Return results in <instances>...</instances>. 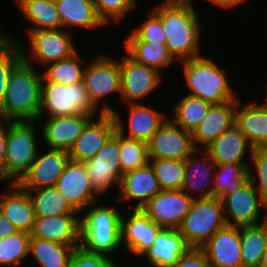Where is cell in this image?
Wrapping results in <instances>:
<instances>
[{
  "label": "cell",
  "instance_id": "13",
  "mask_svg": "<svg viewBox=\"0 0 267 267\" xmlns=\"http://www.w3.org/2000/svg\"><path fill=\"white\" fill-rule=\"evenodd\" d=\"M222 203L226 225L240 227L267 220V205L249 180Z\"/></svg>",
  "mask_w": 267,
  "mask_h": 267
},
{
  "label": "cell",
  "instance_id": "19",
  "mask_svg": "<svg viewBox=\"0 0 267 267\" xmlns=\"http://www.w3.org/2000/svg\"><path fill=\"white\" fill-rule=\"evenodd\" d=\"M195 149L191 132L175 125L169 118L148 142L149 159L185 160Z\"/></svg>",
  "mask_w": 267,
  "mask_h": 267
},
{
  "label": "cell",
  "instance_id": "49",
  "mask_svg": "<svg viewBox=\"0 0 267 267\" xmlns=\"http://www.w3.org/2000/svg\"><path fill=\"white\" fill-rule=\"evenodd\" d=\"M210 4L219 7L220 9L229 11L230 9H236L237 6L244 5L248 0H207Z\"/></svg>",
  "mask_w": 267,
  "mask_h": 267
},
{
  "label": "cell",
  "instance_id": "35",
  "mask_svg": "<svg viewBox=\"0 0 267 267\" xmlns=\"http://www.w3.org/2000/svg\"><path fill=\"white\" fill-rule=\"evenodd\" d=\"M248 180V163L216 164L213 197L223 202Z\"/></svg>",
  "mask_w": 267,
  "mask_h": 267
},
{
  "label": "cell",
  "instance_id": "10",
  "mask_svg": "<svg viewBox=\"0 0 267 267\" xmlns=\"http://www.w3.org/2000/svg\"><path fill=\"white\" fill-rule=\"evenodd\" d=\"M119 67L121 91L118 102H121V105L147 102L146 99L154 95L153 93L164 85L165 77L160 72L152 67L135 62L126 53L120 55Z\"/></svg>",
  "mask_w": 267,
  "mask_h": 267
},
{
  "label": "cell",
  "instance_id": "5",
  "mask_svg": "<svg viewBox=\"0 0 267 267\" xmlns=\"http://www.w3.org/2000/svg\"><path fill=\"white\" fill-rule=\"evenodd\" d=\"M38 126V120H7L4 184L17 183L36 159L42 147Z\"/></svg>",
  "mask_w": 267,
  "mask_h": 267
},
{
  "label": "cell",
  "instance_id": "51",
  "mask_svg": "<svg viewBox=\"0 0 267 267\" xmlns=\"http://www.w3.org/2000/svg\"><path fill=\"white\" fill-rule=\"evenodd\" d=\"M259 267H267V241H266L265 250L262 255Z\"/></svg>",
  "mask_w": 267,
  "mask_h": 267
},
{
  "label": "cell",
  "instance_id": "25",
  "mask_svg": "<svg viewBox=\"0 0 267 267\" xmlns=\"http://www.w3.org/2000/svg\"><path fill=\"white\" fill-rule=\"evenodd\" d=\"M237 100L213 104L200 124L191 133L196 149H204L235 124Z\"/></svg>",
  "mask_w": 267,
  "mask_h": 267
},
{
  "label": "cell",
  "instance_id": "43",
  "mask_svg": "<svg viewBox=\"0 0 267 267\" xmlns=\"http://www.w3.org/2000/svg\"><path fill=\"white\" fill-rule=\"evenodd\" d=\"M147 17L142 18L141 24L135 25L133 30L129 31L124 41H145L149 43L165 44L166 35L161 24L160 16L151 8Z\"/></svg>",
  "mask_w": 267,
  "mask_h": 267
},
{
  "label": "cell",
  "instance_id": "22",
  "mask_svg": "<svg viewBox=\"0 0 267 267\" xmlns=\"http://www.w3.org/2000/svg\"><path fill=\"white\" fill-rule=\"evenodd\" d=\"M115 131L116 122L112 113L94 116L76 139L69 151V158L80 162L92 159Z\"/></svg>",
  "mask_w": 267,
  "mask_h": 267
},
{
  "label": "cell",
  "instance_id": "17",
  "mask_svg": "<svg viewBox=\"0 0 267 267\" xmlns=\"http://www.w3.org/2000/svg\"><path fill=\"white\" fill-rule=\"evenodd\" d=\"M192 201L183 190H161L141 210L156 225L164 229H178Z\"/></svg>",
  "mask_w": 267,
  "mask_h": 267
},
{
  "label": "cell",
  "instance_id": "42",
  "mask_svg": "<svg viewBox=\"0 0 267 267\" xmlns=\"http://www.w3.org/2000/svg\"><path fill=\"white\" fill-rule=\"evenodd\" d=\"M98 17L106 25L118 26L139 6V0H93ZM128 15V17H127Z\"/></svg>",
  "mask_w": 267,
  "mask_h": 267
},
{
  "label": "cell",
  "instance_id": "34",
  "mask_svg": "<svg viewBox=\"0 0 267 267\" xmlns=\"http://www.w3.org/2000/svg\"><path fill=\"white\" fill-rule=\"evenodd\" d=\"M178 99L171 106L172 116L169 115V119L175 125L192 133L206 116L212 104L190 94L181 96Z\"/></svg>",
  "mask_w": 267,
  "mask_h": 267
},
{
  "label": "cell",
  "instance_id": "1",
  "mask_svg": "<svg viewBox=\"0 0 267 267\" xmlns=\"http://www.w3.org/2000/svg\"><path fill=\"white\" fill-rule=\"evenodd\" d=\"M152 9L161 18L165 45L177 63L203 54L201 38L205 29L194 4L160 0Z\"/></svg>",
  "mask_w": 267,
  "mask_h": 267
},
{
  "label": "cell",
  "instance_id": "2",
  "mask_svg": "<svg viewBox=\"0 0 267 267\" xmlns=\"http://www.w3.org/2000/svg\"><path fill=\"white\" fill-rule=\"evenodd\" d=\"M113 202L98 201L80 213V246L86 251L110 257L125 253L121 247L122 206Z\"/></svg>",
  "mask_w": 267,
  "mask_h": 267
},
{
  "label": "cell",
  "instance_id": "28",
  "mask_svg": "<svg viewBox=\"0 0 267 267\" xmlns=\"http://www.w3.org/2000/svg\"><path fill=\"white\" fill-rule=\"evenodd\" d=\"M6 185L7 190L0 194V213L14 225L17 231L30 233L36 219L32 200L28 192L16 183Z\"/></svg>",
  "mask_w": 267,
  "mask_h": 267
},
{
  "label": "cell",
  "instance_id": "39",
  "mask_svg": "<svg viewBox=\"0 0 267 267\" xmlns=\"http://www.w3.org/2000/svg\"><path fill=\"white\" fill-rule=\"evenodd\" d=\"M30 233L17 231L0 239V267H21L28 261ZM27 260V261H25Z\"/></svg>",
  "mask_w": 267,
  "mask_h": 267
},
{
  "label": "cell",
  "instance_id": "11",
  "mask_svg": "<svg viewBox=\"0 0 267 267\" xmlns=\"http://www.w3.org/2000/svg\"><path fill=\"white\" fill-rule=\"evenodd\" d=\"M119 158V132L116 130L97 154L84 162L91 185L101 197L104 194L106 197L108 192L112 194V191H118L122 176Z\"/></svg>",
  "mask_w": 267,
  "mask_h": 267
},
{
  "label": "cell",
  "instance_id": "54",
  "mask_svg": "<svg viewBox=\"0 0 267 267\" xmlns=\"http://www.w3.org/2000/svg\"><path fill=\"white\" fill-rule=\"evenodd\" d=\"M263 93H266V98H264L265 100H263L265 102H262V103L267 107V83H266V86H265V92H263Z\"/></svg>",
  "mask_w": 267,
  "mask_h": 267
},
{
  "label": "cell",
  "instance_id": "16",
  "mask_svg": "<svg viewBox=\"0 0 267 267\" xmlns=\"http://www.w3.org/2000/svg\"><path fill=\"white\" fill-rule=\"evenodd\" d=\"M69 205L81 213L88 205L101 200L94 190L84 162L69 159L55 185Z\"/></svg>",
  "mask_w": 267,
  "mask_h": 267
},
{
  "label": "cell",
  "instance_id": "30",
  "mask_svg": "<svg viewBox=\"0 0 267 267\" xmlns=\"http://www.w3.org/2000/svg\"><path fill=\"white\" fill-rule=\"evenodd\" d=\"M54 1L61 18L62 28L66 31L84 29L91 32L106 26L98 17L93 0Z\"/></svg>",
  "mask_w": 267,
  "mask_h": 267
},
{
  "label": "cell",
  "instance_id": "20",
  "mask_svg": "<svg viewBox=\"0 0 267 267\" xmlns=\"http://www.w3.org/2000/svg\"><path fill=\"white\" fill-rule=\"evenodd\" d=\"M44 147L39 150L29 170L16 183L23 190L55 186L70 159L69 152Z\"/></svg>",
  "mask_w": 267,
  "mask_h": 267
},
{
  "label": "cell",
  "instance_id": "29",
  "mask_svg": "<svg viewBox=\"0 0 267 267\" xmlns=\"http://www.w3.org/2000/svg\"><path fill=\"white\" fill-rule=\"evenodd\" d=\"M178 229H162L154 244L140 258L149 267H171L189 249Z\"/></svg>",
  "mask_w": 267,
  "mask_h": 267
},
{
  "label": "cell",
  "instance_id": "9",
  "mask_svg": "<svg viewBox=\"0 0 267 267\" xmlns=\"http://www.w3.org/2000/svg\"><path fill=\"white\" fill-rule=\"evenodd\" d=\"M225 225L223 203L219 198L193 199L178 231L190 248H202Z\"/></svg>",
  "mask_w": 267,
  "mask_h": 267
},
{
  "label": "cell",
  "instance_id": "52",
  "mask_svg": "<svg viewBox=\"0 0 267 267\" xmlns=\"http://www.w3.org/2000/svg\"><path fill=\"white\" fill-rule=\"evenodd\" d=\"M168 1H171V2H176V3H196L194 2V0H168Z\"/></svg>",
  "mask_w": 267,
  "mask_h": 267
},
{
  "label": "cell",
  "instance_id": "3",
  "mask_svg": "<svg viewBox=\"0 0 267 267\" xmlns=\"http://www.w3.org/2000/svg\"><path fill=\"white\" fill-rule=\"evenodd\" d=\"M42 72L22 60L11 72L0 116L10 121L38 120Z\"/></svg>",
  "mask_w": 267,
  "mask_h": 267
},
{
  "label": "cell",
  "instance_id": "37",
  "mask_svg": "<svg viewBox=\"0 0 267 267\" xmlns=\"http://www.w3.org/2000/svg\"><path fill=\"white\" fill-rule=\"evenodd\" d=\"M243 267H259L267 241V220L239 227Z\"/></svg>",
  "mask_w": 267,
  "mask_h": 267
},
{
  "label": "cell",
  "instance_id": "46",
  "mask_svg": "<svg viewBox=\"0 0 267 267\" xmlns=\"http://www.w3.org/2000/svg\"><path fill=\"white\" fill-rule=\"evenodd\" d=\"M119 258L92 253L78 246L72 253L69 267H123L119 265Z\"/></svg>",
  "mask_w": 267,
  "mask_h": 267
},
{
  "label": "cell",
  "instance_id": "7",
  "mask_svg": "<svg viewBox=\"0 0 267 267\" xmlns=\"http://www.w3.org/2000/svg\"><path fill=\"white\" fill-rule=\"evenodd\" d=\"M95 57L87 61L83 83L91 103L101 113H112L115 107L111 106L108 98L116 94L120 99L121 76L119 57L110 56L104 51L94 54ZM112 95V96H111Z\"/></svg>",
  "mask_w": 267,
  "mask_h": 267
},
{
  "label": "cell",
  "instance_id": "36",
  "mask_svg": "<svg viewBox=\"0 0 267 267\" xmlns=\"http://www.w3.org/2000/svg\"><path fill=\"white\" fill-rule=\"evenodd\" d=\"M24 191L32 200L36 218L80 214L69 205L56 186Z\"/></svg>",
  "mask_w": 267,
  "mask_h": 267
},
{
  "label": "cell",
  "instance_id": "27",
  "mask_svg": "<svg viewBox=\"0 0 267 267\" xmlns=\"http://www.w3.org/2000/svg\"><path fill=\"white\" fill-rule=\"evenodd\" d=\"M253 149L235 124L204 148L215 164L249 163Z\"/></svg>",
  "mask_w": 267,
  "mask_h": 267
},
{
  "label": "cell",
  "instance_id": "21",
  "mask_svg": "<svg viewBox=\"0 0 267 267\" xmlns=\"http://www.w3.org/2000/svg\"><path fill=\"white\" fill-rule=\"evenodd\" d=\"M185 177L182 188L192 199L213 197L216 164L204 149H195L184 160Z\"/></svg>",
  "mask_w": 267,
  "mask_h": 267
},
{
  "label": "cell",
  "instance_id": "8",
  "mask_svg": "<svg viewBox=\"0 0 267 267\" xmlns=\"http://www.w3.org/2000/svg\"><path fill=\"white\" fill-rule=\"evenodd\" d=\"M76 114H101L91 103L83 81L73 85H65L48 82L43 78L39 117Z\"/></svg>",
  "mask_w": 267,
  "mask_h": 267
},
{
  "label": "cell",
  "instance_id": "24",
  "mask_svg": "<svg viewBox=\"0 0 267 267\" xmlns=\"http://www.w3.org/2000/svg\"><path fill=\"white\" fill-rule=\"evenodd\" d=\"M80 232V214H66L36 218L30 236L78 247L80 246Z\"/></svg>",
  "mask_w": 267,
  "mask_h": 267
},
{
  "label": "cell",
  "instance_id": "12",
  "mask_svg": "<svg viewBox=\"0 0 267 267\" xmlns=\"http://www.w3.org/2000/svg\"><path fill=\"white\" fill-rule=\"evenodd\" d=\"M124 106L129 110L127 111L129 113H126L128 120L123 118L119 110L112 112L116 122V130L126 137L146 143L151 140L152 136L169 118V115L164 112L165 110L160 111L158 108H154L155 106L152 104L129 103Z\"/></svg>",
  "mask_w": 267,
  "mask_h": 267
},
{
  "label": "cell",
  "instance_id": "4",
  "mask_svg": "<svg viewBox=\"0 0 267 267\" xmlns=\"http://www.w3.org/2000/svg\"><path fill=\"white\" fill-rule=\"evenodd\" d=\"M183 75L184 86L188 88L187 93L197 96L206 102L213 104H222L229 100L242 98L238 96L237 89L229 80L228 68L220 67L212 57L208 58L202 54L200 56L183 60L179 62ZM189 92V93H188Z\"/></svg>",
  "mask_w": 267,
  "mask_h": 267
},
{
  "label": "cell",
  "instance_id": "38",
  "mask_svg": "<svg viewBox=\"0 0 267 267\" xmlns=\"http://www.w3.org/2000/svg\"><path fill=\"white\" fill-rule=\"evenodd\" d=\"M81 52L77 51L72 56L49 63L41 69L43 78L52 83L73 85L83 81L87 59H83Z\"/></svg>",
  "mask_w": 267,
  "mask_h": 267
},
{
  "label": "cell",
  "instance_id": "33",
  "mask_svg": "<svg viewBox=\"0 0 267 267\" xmlns=\"http://www.w3.org/2000/svg\"><path fill=\"white\" fill-rule=\"evenodd\" d=\"M75 247L30 237L29 257L36 267H69ZM38 264V265H36Z\"/></svg>",
  "mask_w": 267,
  "mask_h": 267
},
{
  "label": "cell",
  "instance_id": "26",
  "mask_svg": "<svg viewBox=\"0 0 267 267\" xmlns=\"http://www.w3.org/2000/svg\"><path fill=\"white\" fill-rule=\"evenodd\" d=\"M250 100L243 103L239 98L237 99L235 125L254 149H265L267 148V107L259 100L258 102Z\"/></svg>",
  "mask_w": 267,
  "mask_h": 267
},
{
  "label": "cell",
  "instance_id": "14",
  "mask_svg": "<svg viewBox=\"0 0 267 267\" xmlns=\"http://www.w3.org/2000/svg\"><path fill=\"white\" fill-rule=\"evenodd\" d=\"M161 190L155 171L148 163L142 168L124 173L120 178L116 195H112L122 207L141 209Z\"/></svg>",
  "mask_w": 267,
  "mask_h": 267
},
{
  "label": "cell",
  "instance_id": "18",
  "mask_svg": "<svg viewBox=\"0 0 267 267\" xmlns=\"http://www.w3.org/2000/svg\"><path fill=\"white\" fill-rule=\"evenodd\" d=\"M97 115L99 114L39 117L38 122L41 124H39L40 135L43 141L41 143L43 144L42 147L69 152L86 124Z\"/></svg>",
  "mask_w": 267,
  "mask_h": 267
},
{
  "label": "cell",
  "instance_id": "23",
  "mask_svg": "<svg viewBox=\"0 0 267 267\" xmlns=\"http://www.w3.org/2000/svg\"><path fill=\"white\" fill-rule=\"evenodd\" d=\"M201 249L211 267H243L239 227L225 225Z\"/></svg>",
  "mask_w": 267,
  "mask_h": 267
},
{
  "label": "cell",
  "instance_id": "53",
  "mask_svg": "<svg viewBox=\"0 0 267 267\" xmlns=\"http://www.w3.org/2000/svg\"><path fill=\"white\" fill-rule=\"evenodd\" d=\"M6 38V32L2 31L1 24H0V43Z\"/></svg>",
  "mask_w": 267,
  "mask_h": 267
},
{
  "label": "cell",
  "instance_id": "50",
  "mask_svg": "<svg viewBox=\"0 0 267 267\" xmlns=\"http://www.w3.org/2000/svg\"><path fill=\"white\" fill-rule=\"evenodd\" d=\"M17 232L14 225L0 213V239L6 238Z\"/></svg>",
  "mask_w": 267,
  "mask_h": 267
},
{
  "label": "cell",
  "instance_id": "31",
  "mask_svg": "<svg viewBox=\"0 0 267 267\" xmlns=\"http://www.w3.org/2000/svg\"><path fill=\"white\" fill-rule=\"evenodd\" d=\"M17 11L28 22L25 31L62 29L54 0H15Z\"/></svg>",
  "mask_w": 267,
  "mask_h": 267
},
{
  "label": "cell",
  "instance_id": "40",
  "mask_svg": "<svg viewBox=\"0 0 267 267\" xmlns=\"http://www.w3.org/2000/svg\"><path fill=\"white\" fill-rule=\"evenodd\" d=\"M120 165L122 175L149 163L148 143L119 133Z\"/></svg>",
  "mask_w": 267,
  "mask_h": 267
},
{
  "label": "cell",
  "instance_id": "6",
  "mask_svg": "<svg viewBox=\"0 0 267 267\" xmlns=\"http://www.w3.org/2000/svg\"><path fill=\"white\" fill-rule=\"evenodd\" d=\"M25 34L29 43L24 39L15 38L16 36L9 32L6 33V38L18 42L23 60L38 69V66L42 69L49 63L68 58L78 51L73 33L63 28L25 31Z\"/></svg>",
  "mask_w": 267,
  "mask_h": 267
},
{
  "label": "cell",
  "instance_id": "32",
  "mask_svg": "<svg viewBox=\"0 0 267 267\" xmlns=\"http://www.w3.org/2000/svg\"><path fill=\"white\" fill-rule=\"evenodd\" d=\"M122 43L124 45V51L122 52L126 53L135 62L156 69L163 76L166 72L165 69L171 68L172 64L174 65L176 64L174 62H177L165 44L159 45V43L145 41H124Z\"/></svg>",
  "mask_w": 267,
  "mask_h": 267
},
{
  "label": "cell",
  "instance_id": "45",
  "mask_svg": "<svg viewBox=\"0 0 267 267\" xmlns=\"http://www.w3.org/2000/svg\"><path fill=\"white\" fill-rule=\"evenodd\" d=\"M248 180L267 205V148L253 149L248 163Z\"/></svg>",
  "mask_w": 267,
  "mask_h": 267
},
{
  "label": "cell",
  "instance_id": "47",
  "mask_svg": "<svg viewBox=\"0 0 267 267\" xmlns=\"http://www.w3.org/2000/svg\"><path fill=\"white\" fill-rule=\"evenodd\" d=\"M171 267H211L201 248H189Z\"/></svg>",
  "mask_w": 267,
  "mask_h": 267
},
{
  "label": "cell",
  "instance_id": "44",
  "mask_svg": "<svg viewBox=\"0 0 267 267\" xmlns=\"http://www.w3.org/2000/svg\"><path fill=\"white\" fill-rule=\"evenodd\" d=\"M23 60L18 42L5 38L0 43V107L13 69Z\"/></svg>",
  "mask_w": 267,
  "mask_h": 267
},
{
  "label": "cell",
  "instance_id": "41",
  "mask_svg": "<svg viewBox=\"0 0 267 267\" xmlns=\"http://www.w3.org/2000/svg\"><path fill=\"white\" fill-rule=\"evenodd\" d=\"M162 190H181L185 177L184 160L149 159Z\"/></svg>",
  "mask_w": 267,
  "mask_h": 267
},
{
  "label": "cell",
  "instance_id": "48",
  "mask_svg": "<svg viewBox=\"0 0 267 267\" xmlns=\"http://www.w3.org/2000/svg\"><path fill=\"white\" fill-rule=\"evenodd\" d=\"M7 135V119L0 116V184L4 185V162Z\"/></svg>",
  "mask_w": 267,
  "mask_h": 267
},
{
  "label": "cell",
  "instance_id": "15",
  "mask_svg": "<svg viewBox=\"0 0 267 267\" xmlns=\"http://www.w3.org/2000/svg\"><path fill=\"white\" fill-rule=\"evenodd\" d=\"M122 209L125 213L121 217V247L129 256L140 259L163 228L153 223L141 209Z\"/></svg>",
  "mask_w": 267,
  "mask_h": 267
}]
</instances>
